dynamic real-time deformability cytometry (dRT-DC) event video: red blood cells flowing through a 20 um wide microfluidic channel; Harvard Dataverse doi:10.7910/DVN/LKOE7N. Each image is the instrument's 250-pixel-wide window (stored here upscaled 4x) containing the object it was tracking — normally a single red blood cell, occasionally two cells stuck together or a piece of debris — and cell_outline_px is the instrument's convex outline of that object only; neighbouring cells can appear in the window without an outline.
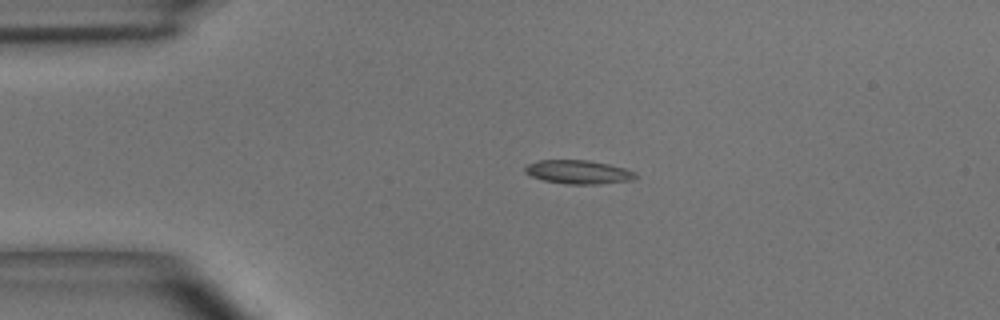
{"species": "common noctule bat (a hibernating species)", "species_latin": "Nyctalus noctula", "temperature_condition": "room temperature", "stored_images_in_passage": 3, "camera_frame_rate_fps": 3000, "um_per_image_px": 0.085, "animal": {"sex": "male", "body_mass_g": 15.6}, "frame": {"image": 1, "passage_image": 2, "time_ms": 0.333, "image_size_px": [1000, 320], "cell_outline_px": [[636, 176], [632, 180], [596, 184], [568, 184], [544, 180], [532, 176], [524, 172], [524, 168], [528, 164], [540, 160], [588, 160], [608, 164], [624, 168], [636, 172]], "centroid_in_image_um": [49.15, 14.62], "position_along_channel_um": 35.8, "area_um2": 15.09}}